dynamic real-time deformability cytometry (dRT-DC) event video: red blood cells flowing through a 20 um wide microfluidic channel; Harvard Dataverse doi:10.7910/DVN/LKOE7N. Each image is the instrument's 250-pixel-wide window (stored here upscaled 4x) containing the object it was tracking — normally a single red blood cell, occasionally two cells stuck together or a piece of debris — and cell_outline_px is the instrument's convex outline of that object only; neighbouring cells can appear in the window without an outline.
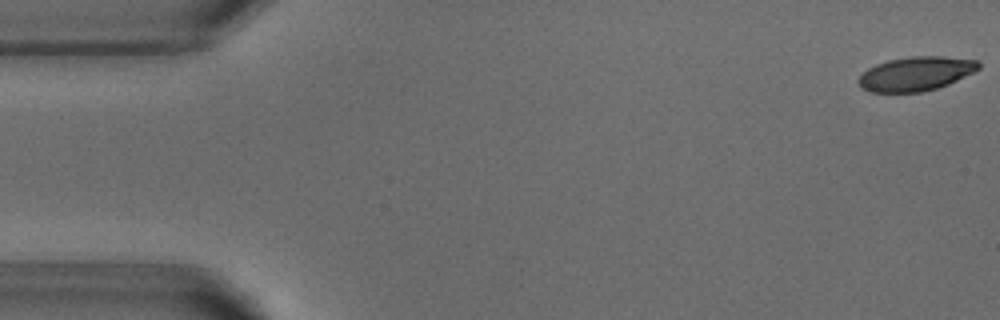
{"species": "common noctule bat (a hibernating species)", "species_latin": "Nyctalus noctula", "temperature_condition": "warm", "stored_images_in_passage": 10, "camera_frame_rate_fps": 3000, "um_per_image_px": 0.085, "animal": {"sex": "male", "body_mass_g": 18.8}, "frame": {"image": 1, "passage_image": 1, "time_ms": 0.0, "image_size_px": [1000, 320], "cell_outline_px": [[980, 68], [948, 84], [936, 88], [920, 92], [868, 92], [856, 80], [868, 68], [876, 64], [888, 60], [912, 56], [944, 56], [976, 60], [980, 64]], "centroid_in_image_um": [77.83, 6.26], "position_along_channel_um": 7.2, "area_um2": 23.64}}